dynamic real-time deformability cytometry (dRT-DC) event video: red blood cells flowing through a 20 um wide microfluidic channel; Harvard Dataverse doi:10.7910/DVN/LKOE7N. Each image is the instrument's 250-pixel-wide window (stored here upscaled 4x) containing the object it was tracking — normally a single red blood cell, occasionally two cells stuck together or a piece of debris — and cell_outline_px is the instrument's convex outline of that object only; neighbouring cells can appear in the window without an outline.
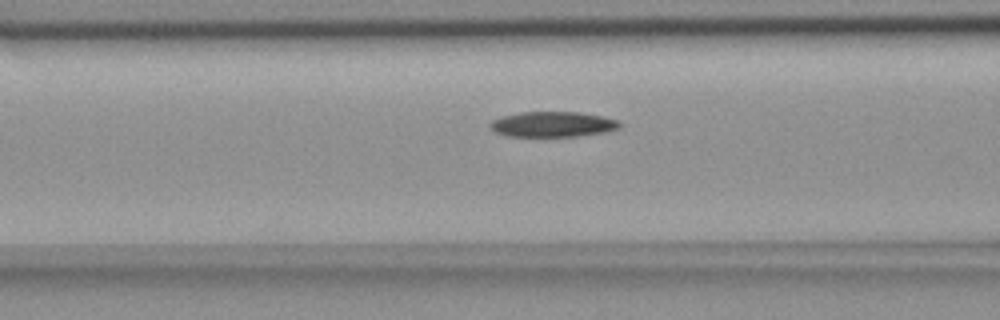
{"species": "common noctule bat (a hibernating species)", "species_latin": "Nyctalus noctula", "temperature_condition": "room temperature", "stored_images_in_passage": 21, "camera_frame_rate_fps": 3000, "um_per_image_px": 0.085, "animal": {"sex": "female", "body_mass_g": 18.4}, "frame": {"image": 1, "passage_image": 15, "time_ms": 4.667, "image_size_px": [1000, 320], "cell_outline_px": [[620, 128], [604, 132], [576, 136], [508, 136], [496, 132], [488, 124], [492, 120], [500, 116], [520, 112], [580, 112], [604, 116], [620, 120]], "centroid_in_image_um": [46.99, 10.55], "position_along_channel_um": 119.6, "area_um2": 19.19}}
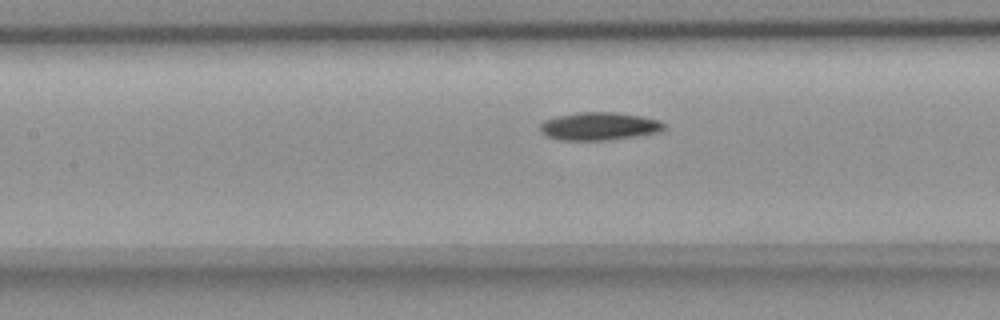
{"frame": {"image": 2, "passage_image": 18, "time_ms": 5.667, "image_size_px": [1000, 320], "cell_outline_px": [[664, 128], [656, 132], [636, 136], [608, 140], [560, 140], [548, 136], [540, 132], [540, 124], [544, 120], [556, 116], [576, 112], [612, 112], [640, 116], [660, 120], [664, 124]], "centroid_in_image_um": [50.88, 10.72], "position_along_channel_um": 156.5, "area_um2": 20.06}}